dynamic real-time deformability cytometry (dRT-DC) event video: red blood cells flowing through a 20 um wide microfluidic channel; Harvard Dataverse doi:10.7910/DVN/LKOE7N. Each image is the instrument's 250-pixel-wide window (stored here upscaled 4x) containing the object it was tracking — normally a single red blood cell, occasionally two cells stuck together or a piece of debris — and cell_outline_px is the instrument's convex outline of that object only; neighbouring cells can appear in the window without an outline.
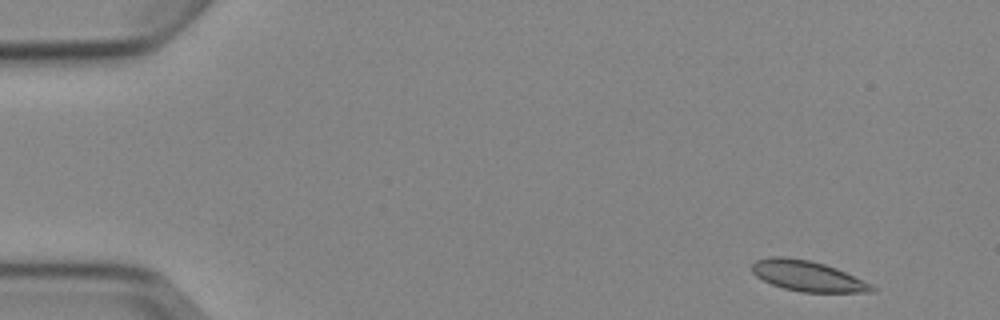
{"species": "Egyptian fruit bat (a non-hibernating species)", "species_latin": "Rousettus aegyptiacus", "temperature_condition": "cold", "stored_images_in_passage": 4, "camera_frame_rate_fps": 3000, "um_per_image_px": 0.085, "animal": {"sex": "female"}, "frame": {"image": 1, "passage_image": 1, "time_ms": 0.0, "image_size_px": [1000, 320], "cell_outline_px": [[876, 292], [800, 292], [784, 288], [772, 284], [756, 276], [752, 272], [752, 264], [756, 260], [772, 256], [784, 256], [808, 260], [824, 264], [836, 268], [872, 284], [876, 288]], "centroid_in_image_um": [68.65, 23.46], "position_along_channel_um": 16.3, "area_um2": 21.21}}